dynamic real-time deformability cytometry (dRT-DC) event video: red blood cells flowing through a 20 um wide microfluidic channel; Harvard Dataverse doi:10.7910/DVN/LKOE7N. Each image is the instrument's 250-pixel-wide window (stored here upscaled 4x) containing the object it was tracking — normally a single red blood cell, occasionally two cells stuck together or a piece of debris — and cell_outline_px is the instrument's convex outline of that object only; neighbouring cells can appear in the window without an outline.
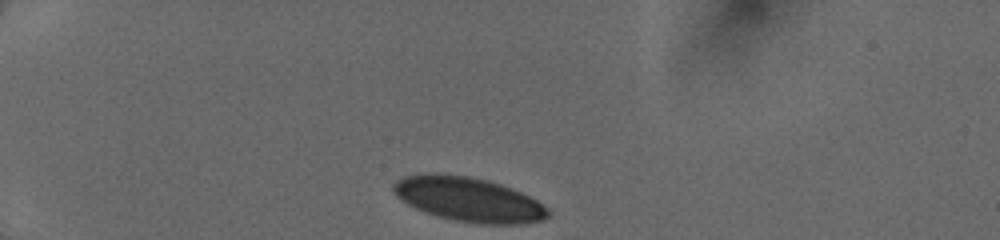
{"species": "human", "species_latin": "Homo sapiens", "temperature_condition": "cold", "stored_images_in_passage": 13, "camera_frame_rate_fps": 3000, "um_per_image_px": 0.085, "donor": {"sex": "female"}, "frame": {"image": 1, "passage_image": 1, "time_ms": 0.0, "image_size_px": [1000, 240], "cell_outline_px": [[552, 212], [544, 220], [524, 224], [476, 224], [452, 220], [436, 216], [424, 212], [400, 200], [392, 192], [392, 184], [396, 180], [404, 176], [420, 172], [436, 172], [468, 176], [488, 180], [512, 188], [536, 200], [548, 208]], "centroid_in_image_um": [39.79, 16.94], "position_along_channel_um": 45.2, "area_um2": 40.75}}